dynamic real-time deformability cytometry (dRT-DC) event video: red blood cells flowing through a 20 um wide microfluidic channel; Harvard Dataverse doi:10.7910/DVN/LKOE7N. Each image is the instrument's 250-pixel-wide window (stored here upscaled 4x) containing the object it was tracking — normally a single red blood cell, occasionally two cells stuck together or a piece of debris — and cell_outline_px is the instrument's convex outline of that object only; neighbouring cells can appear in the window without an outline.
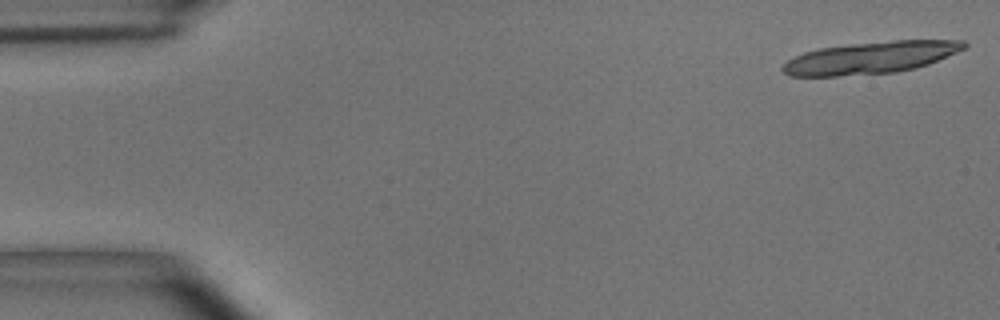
{"species": "common noctule bat (a hibernating species)", "species_latin": "Nyctalus noctula", "temperature_condition": "room temperature", "stored_images_in_passage": 8, "camera_frame_rate_fps": 3000, "um_per_image_px": 0.085, "animal": {"sex": "male", "body_mass_g": 15.6}, "frame": {"image": 1, "passage_image": 1, "time_ms": 0.0, "image_size_px": [1000, 320], "cell_outline_px": [[968, 48], [928, 64], [916, 68], [896, 72], [836, 76], [788, 76], [780, 68], [792, 56], [804, 52], [820, 48], [852, 44], [892, 40], [964, 40], [968, 44]], "centroid_in_image_um": [74.03, 4.9], "position_along_channel_um": 11.0, "area_um2": 33.99}}